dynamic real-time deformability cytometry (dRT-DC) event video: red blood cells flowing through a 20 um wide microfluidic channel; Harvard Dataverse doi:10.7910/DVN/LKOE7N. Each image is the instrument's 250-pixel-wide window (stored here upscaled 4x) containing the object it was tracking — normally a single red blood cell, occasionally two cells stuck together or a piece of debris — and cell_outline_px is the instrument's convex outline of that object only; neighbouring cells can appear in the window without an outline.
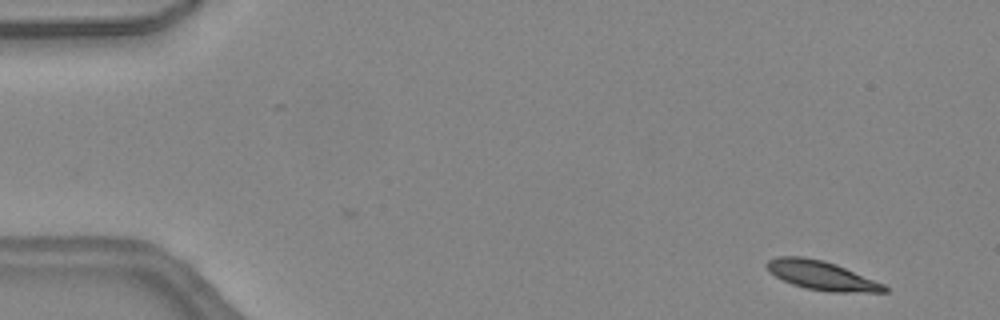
{"species": "common noctule bat (a hibernating species)", "species_latin": "Nyctalus noctula", "temperature_condition": "warm", "stored_images_in_passage": 14, "camera_frame_rate_fps": 3000, "um_per_image_px": 0.085, "animal": {"sex": "female", "body_mass_g": 24.6, "forearm_length_mm": 56.2}, "frame": {"image": 1, "passage_image": 3, "time_ms": 0.667, "image_size_px": [1000, 320], "cell_outline_px": [[888, 292], [828, 292], [804, 288], [792, 284], [776, 276], [764, 264], [768, 260], [776, 256], [804, 256], [824, 260], [836, 264], [884, 284], [888, 288]], "centroid_in_image_um": [69.83, 23.41], "position_along_channel_um": 15.2, "area_um2": 19.88}}